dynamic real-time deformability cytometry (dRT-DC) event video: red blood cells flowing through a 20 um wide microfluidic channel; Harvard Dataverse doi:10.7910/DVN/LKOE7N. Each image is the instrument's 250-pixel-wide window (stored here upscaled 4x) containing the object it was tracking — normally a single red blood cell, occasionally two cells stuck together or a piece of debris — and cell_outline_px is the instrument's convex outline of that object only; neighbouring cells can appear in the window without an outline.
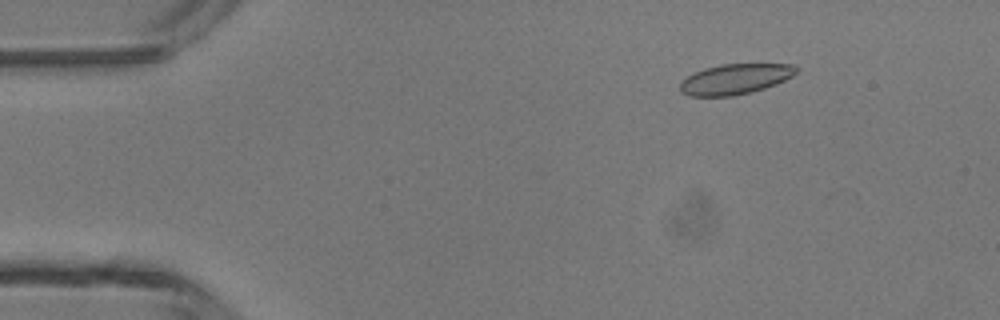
{"species": "common noctule bat (a hibernating species)", "species_latin": "Nyctalus noctula", "temperature_condition": "room temperature", "stored_images_in_passage": 8, "camera_frame_rate_fps": 3000, "um_per_image_px": 0.085, "animal": {"sex": "male", "body_mass_g": 13.3}, "frame": {"image": 1, "passage_image": 7, "time_ms": 2.0, "image_size_px": [1000, 320], "cell_outline_px": [[796, 72], [792, 76], [784, 80], [764, 88], [732, 96], [688, 96], [680, 92], [680, 80], [692, 72], [704, 68], [720, 64], [796, 64]], "centroid_in_image_um": [62.41, 6.71], "position_along_channel_um": 22.6, "area_um2": 20.58}}